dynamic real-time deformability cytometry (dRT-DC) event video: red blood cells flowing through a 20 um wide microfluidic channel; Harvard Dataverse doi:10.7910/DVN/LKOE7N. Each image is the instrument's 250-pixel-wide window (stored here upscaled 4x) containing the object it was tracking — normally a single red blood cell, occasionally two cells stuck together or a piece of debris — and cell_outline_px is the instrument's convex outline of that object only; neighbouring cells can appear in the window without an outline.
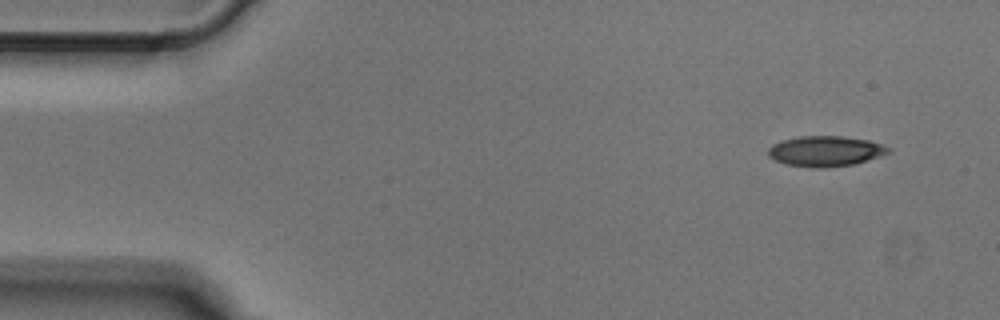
{"species": "Egyptian fruit bat (a non-hibernating species)", "species_latin": "Rousettus aegyptiacus", "temperature_condition": "cold", "stored_images_in_passage": 4, "segment_of_instrument_passage": [1, 2], "camera_frame_rate_fps": 3000, "um_per_image_px": 0.085, "animal": {"sex": "male"}, "frame": {"image": 1, "passage_image": 1, "time_ms": 0.0, "image_size_px": [1000, 320], "cell_outline_px": [[892, 152], [852, 164], [820, 168], [816, 168], [784, 164], [768, 156], [768, 148], [772, 144], [780, 140], [800, 136], [844, 136], [868, 140], [892, 148]], "centroid_in_image_um": [70.13, 12.84], "position_along_channel_um": 14.9, "area_um2": 21.27}}